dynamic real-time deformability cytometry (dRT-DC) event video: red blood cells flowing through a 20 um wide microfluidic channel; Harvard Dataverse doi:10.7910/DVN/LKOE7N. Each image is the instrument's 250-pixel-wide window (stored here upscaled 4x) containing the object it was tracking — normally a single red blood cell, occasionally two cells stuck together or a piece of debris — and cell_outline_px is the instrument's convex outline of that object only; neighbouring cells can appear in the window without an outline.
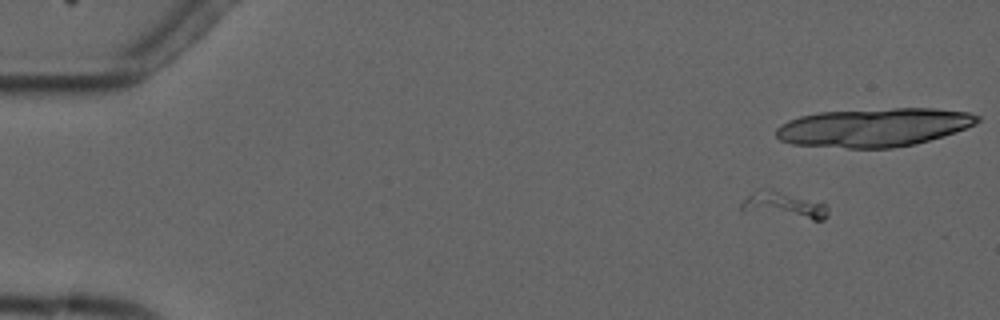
{"species": "common noctule bat (a hibernating species)", "species_latin": "Nyctalus noctula", "temperature_condition": "cold", "stored_images_in_passage": 6, "camera_frame_rate_fps": 3000, "um_per_image_px": 0.085, "animal": {"sex": "male", "forearm_length_mm": 52.5}, "frame": {"image": 1, "passage_image": 1, "time_ms": 0.0, "image_size_px": [1000, 320], "cell_outline_px": [[828, 212], [824, 220], [812, 220], [740, 212], [740, 204], [748, 196], [756, 192], [776, 192], [824, 200], [828, 208]], "centroid_in_image_um": [66.71, 17.51], "position_along_channel_um": 18.3, "area_um2": 13.29}}